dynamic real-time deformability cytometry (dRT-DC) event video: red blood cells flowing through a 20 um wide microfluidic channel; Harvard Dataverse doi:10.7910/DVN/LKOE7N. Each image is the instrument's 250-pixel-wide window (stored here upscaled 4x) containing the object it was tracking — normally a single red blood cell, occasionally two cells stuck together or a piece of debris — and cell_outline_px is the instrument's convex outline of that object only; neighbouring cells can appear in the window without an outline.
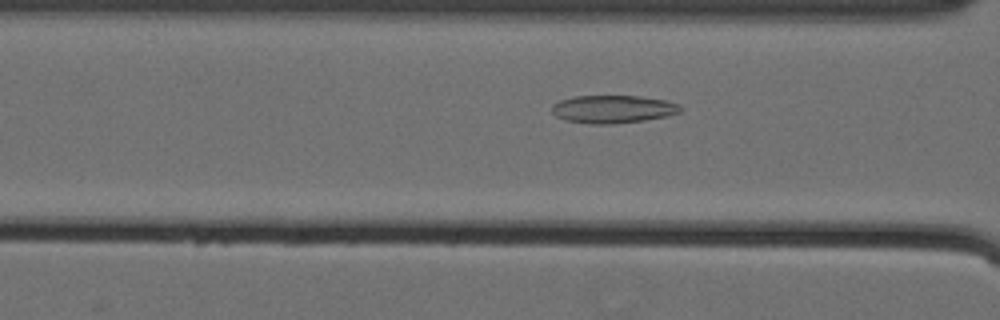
{"species": "Egyptian fruit bat (a non-hibernating species)", "species_latin": "Rousettus aegyptiacus", "temperature_condition": "cold", "stored_images_in_passage": 61, "camera_frame_rate_fps": 3000, "um_per_image_px": 0.085, "animal": {"sex": "female"}, "frame": {"image": 1, "passage_image": 28, "time_ms": 9.0, "image_size_px": [1000, 320], "cell_outline_px": [[684, 108], [680, 112], [668, 116], [644, 120], [608, 124], [588, 124], [564, 120], [556, 116], [552, 112], [552, 104], [560, 100], [576, 96], [640, 96], [664, 100], [680, 104]], "centroid_in_image_um": [52.11, 9.28], "position_along_channel_um": 114.5, "area_um2": 20.98}}
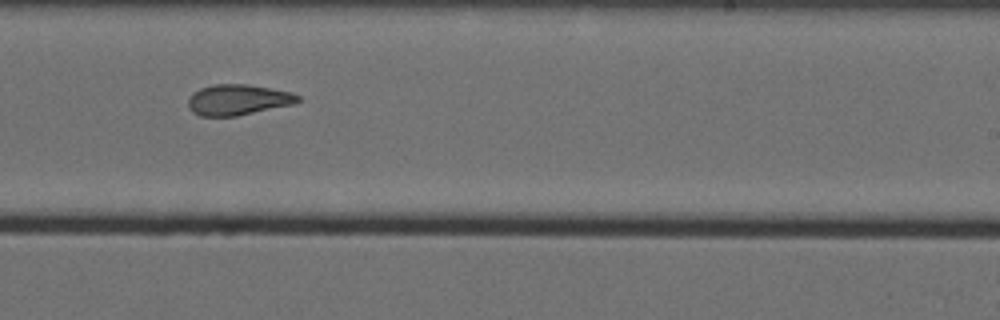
{"frame": {"image": 2, "passage_image": 41, "time_ms": 13.333, "image_size_px": [1000, 320], "cell_outline_px": [[300, 100], [292, 104], [236, 116], [200, 116], [192, 112], [188, 108], [188, 100], [200, 88], [212, 84], [248, 84], [288, 92], [300, 96]], "centroid_in_image_um": [20.18, 8.48], "position_along_channel_um": 268.8, "area_um2": 19.31}}
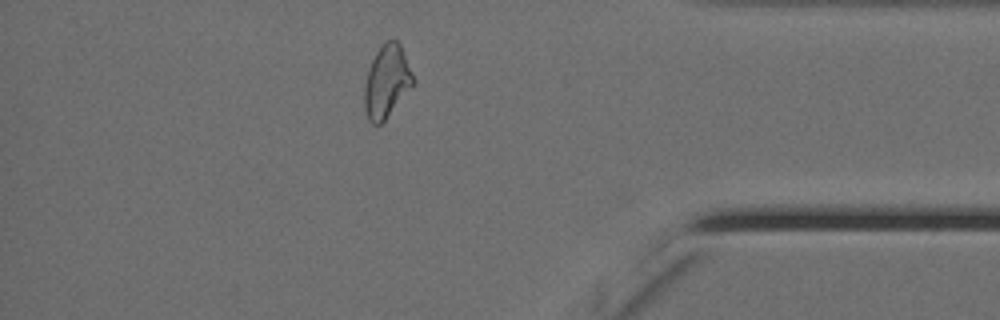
{"frame": {"image": 3, "passage_image": 54, "time_ms": 17.667, "image_size_px": [1000, 320], "cell_outline_px": [[412, 84], [384, 120], [380, 124], [372, 124], [368, 120], [364, 108], [364, 84], [368, 68], [376, 52], [384, 40], [396, 40], [400, 44], [412, 76]], "centroid_in_image_um": [32.8, 6.91], "position_along_channel_um": 402.4, "area_um2": 19.94}, "authors_computed_cell_mechanics": {"area_um2": 21.9062, "velocity_mm_per_s": 3.5563, "shape_relaxation_time_tau1_ms": 9.5832, "shape_relaxation_time_tau2_ms": 2.9885, "deformation_change_tau1": 0.1844, "deformation_change_tau2": 0.0925}}